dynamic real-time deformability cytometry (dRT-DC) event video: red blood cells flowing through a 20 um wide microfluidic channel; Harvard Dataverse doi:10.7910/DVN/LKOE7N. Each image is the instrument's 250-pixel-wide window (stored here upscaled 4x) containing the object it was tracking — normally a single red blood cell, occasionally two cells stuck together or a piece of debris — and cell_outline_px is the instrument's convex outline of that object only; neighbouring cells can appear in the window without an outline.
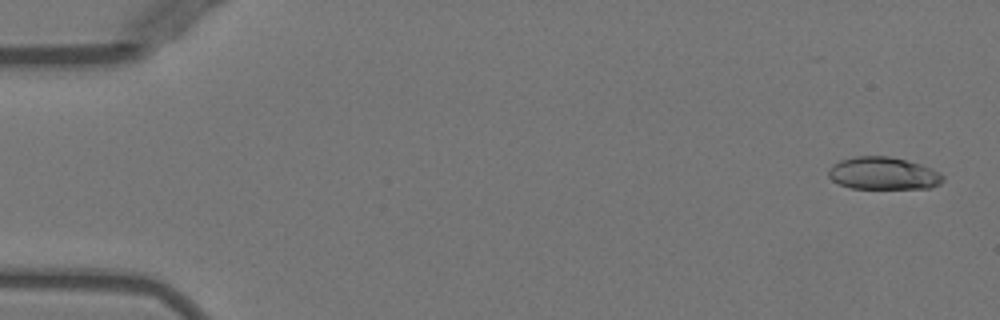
{"species": "Egyptian fruit bat (a non-hibernating species)", "species_latin": "Rousettus aegyptiacus", "temperature_condition": "warm", "stored_images_in_passage": 51, "camera_frame_rate_fps": 3000, "um_per_image_px": 0.085, "animal": {"sex": "female"}, "frame": {"image": 1, "passage_image": 2, "time_ms": 0.333, "image_size_px": [1000, 320], "cell_outline_px": [[944, 180], [940, 184], [932, 188], [852, 188], [840, 184], [832, 180], [828, 176], [828, 168], [832, 164], [840, 160], [856, 156], [888, 156], [920, 164], [932, 168], [940, 172], [944, 176]], "centroid_in_image_um": [75.08, 14.74], "position_along_channel_um": 9.9, "area_um2": 21.73}}
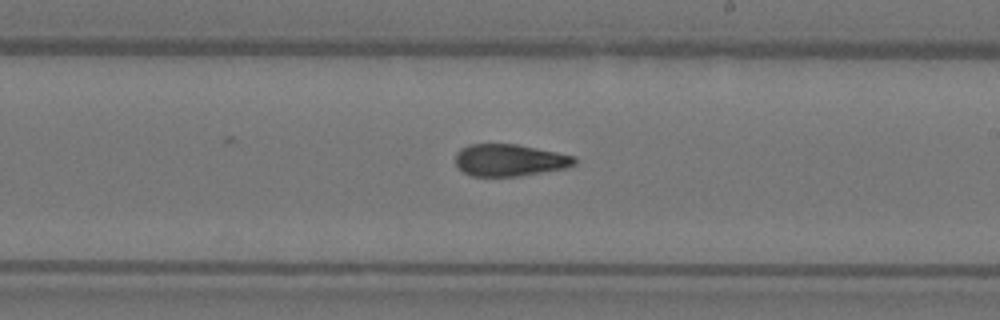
{"frame": {"image": 2, "passage_image": 30, "time_ms": 9.667, "image_size_px": [1000, 320], "cell_outline_px": [[576, 164], [564, 168], [520, 176], [472, 176], [464, 172], [456, 164], [456, 152], [460, 148], [472, 144], [516, 144], [576, 156]], "centroid_in_image_um": [43.31, 13.61], "position_along_channel_um": 245.7, "area_um2": 22.08}}
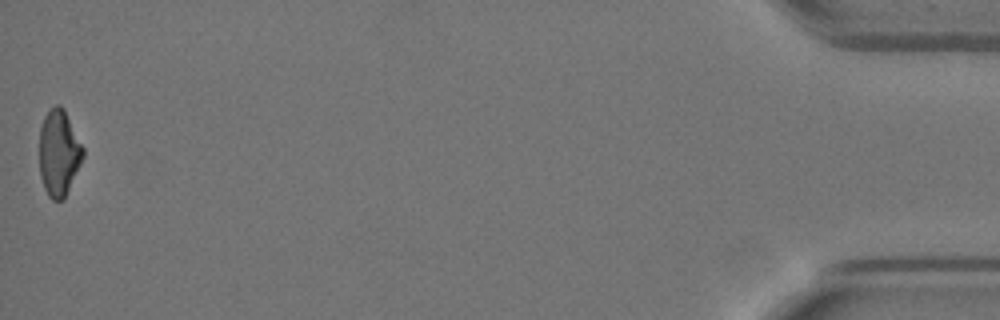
{"frame": {"image": 3, "passage_image": 51, "time_ms": 16.667, "image_size_px": [1000, 320], "cell_outline_px": [[84, 156], [64, 200], [52, 200], [48, 196], [44, 188], [40, 176], [40, 128], [44, 116], [48, 108], [56, 104], [60, 104], [64, 108], [84, 148]], "centroid_in_image_um": [5.0, 12.98], "position_along_channel_um": 430.2, "area_um2": 22.14}, "authors_computed_cell_mechanics": {"area_um2": 22.7732, "velocity_mm_per_s": 3.9886, "shape_relaxation_time_tau1_ms": 7.4184, "shape_relaxation_time_tau2_ms": 2.9975, "deformation_change_tau1": 0.2185, "deformation_change_tau2": 0.0991}}